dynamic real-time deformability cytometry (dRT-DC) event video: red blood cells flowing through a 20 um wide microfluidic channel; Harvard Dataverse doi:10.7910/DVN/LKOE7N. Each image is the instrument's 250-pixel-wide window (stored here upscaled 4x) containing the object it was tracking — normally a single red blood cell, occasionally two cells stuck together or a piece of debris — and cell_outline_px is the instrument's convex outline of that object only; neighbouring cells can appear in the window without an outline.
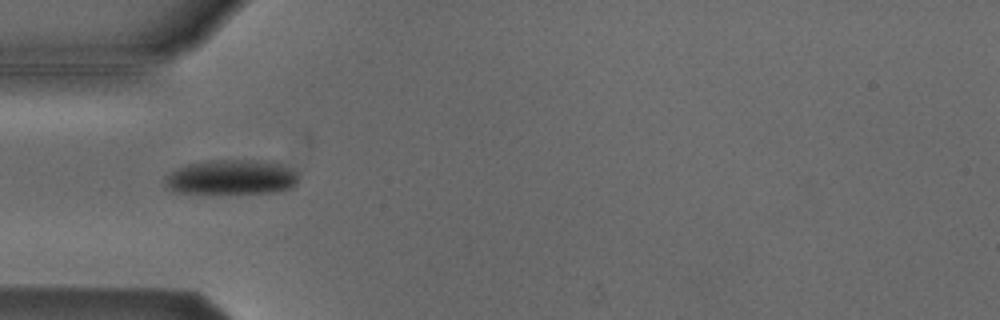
{"species": "Egyptian fruit bat (a non-hibernating species)", "species_latin": "Rousettus aegyptiacus", "temperature_condition": "cold", "stored_images_in_passage": 5, "camera_frame_rate_fps": 3000, "um_per_image_px": 0.085, "animal": {"sex": "male"}, "frame": {"image": 1, "passage_image": 5, "time_ms": 1.333, "image_size_px": [1000, 320], "cell_outline_px": [[296, 184], [292, 188], [276, 192], [172, 192], [164, 188], [164, 176], [176, 168], [184, 164], [208, 160], [252, 160], [280, 164], [296, 172]], "centroid_in_image_um": [19.57, 15.05], "position_along_channel_um": 65.4, "area_um2": 26.93}}